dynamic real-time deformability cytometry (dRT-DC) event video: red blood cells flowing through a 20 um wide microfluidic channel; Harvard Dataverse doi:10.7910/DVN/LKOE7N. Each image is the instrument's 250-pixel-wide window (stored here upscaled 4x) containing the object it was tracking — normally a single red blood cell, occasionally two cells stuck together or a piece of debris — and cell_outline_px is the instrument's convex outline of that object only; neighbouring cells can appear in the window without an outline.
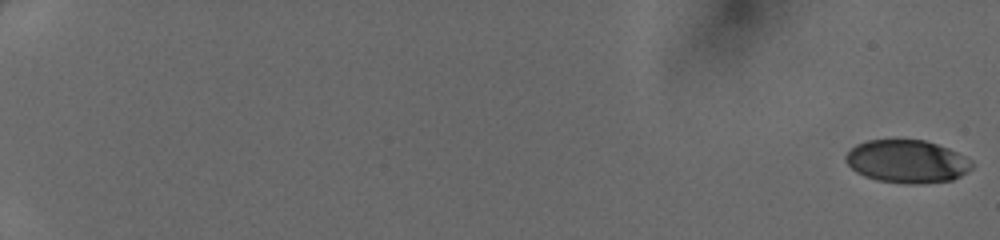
{"species": "human", "species_latin": "Homo sapiens", "temperature_condition": "cold", "stored_images_in_passage": 50, "camera_frame_rate_fps": 3000, "um_per_image_px": 0.085, "donor": {"sex": "female"}, "frame": {"image": 1, "passage_image": 1, "time_ms": 0.0, "image_size_px": [1000, 240], "cell_outline_px": [[972, 168], [968, 172], [952, 180], [924, 184], [904, 184], [876, 180], [864, 176], [856, 172], [844, 160], [844, 156], [856, 144], [868, 140], [924, 140], [948, 148], [972, 160]], "centroid_in_image_um": [77.09, 13.74], "position_along_channel_um": 7.9, "area_um2": 31.73}}
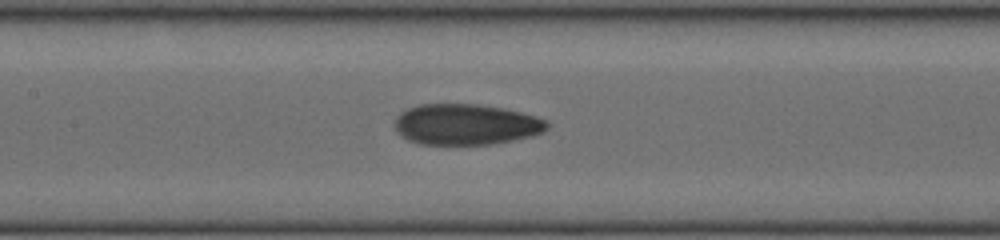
{"frame": {"image": 2, "passage_image": 28, "time_ms": 9.0, "image_size_px": [1000, 240], "cell_outline_px": [[548, 128], [544, 132], [532, 136], [492, 144], [420, 144], [408, 140], [400, 136], [396, 132], [396, 116], [400, 112], [408, 108], [420, 104], [476, 104], [504, 108], [536, 116], [548, 120]], "centroid_in_image_um": [39.61, 10.57], "position_along_channel_um": 167.8, "area_um2": 36.41}}
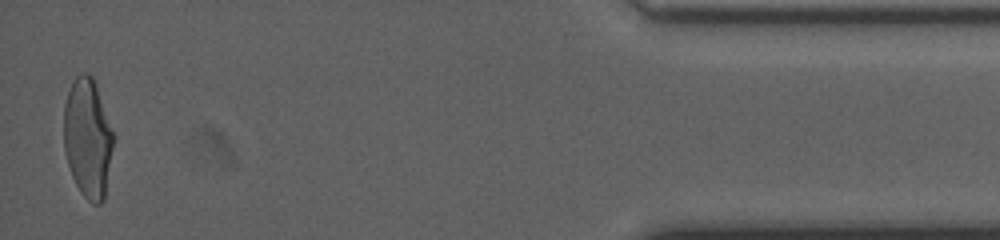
{"frame": {"image": 3, "passage_image": 50, "time_ms": 16.333, "image_size_px": [1000, 240], "cell_outline_px": [[116, 136], [104, 200], [100, 204], [92, 204], [80, 192], [72, 176], [64, 152], [64, 104], [72, 80], [80, 72], [84, 72], [92, 76]], "centroid_in_image_um": [7.48, 11.75], "position_along_channel_um": 427.7, "area_um2": 35.03}}